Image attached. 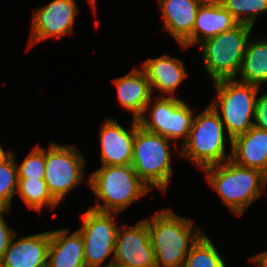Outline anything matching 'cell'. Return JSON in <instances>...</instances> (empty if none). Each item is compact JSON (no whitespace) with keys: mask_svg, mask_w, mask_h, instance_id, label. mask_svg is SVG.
<instances>
[{"mask_svg":"<svg viewBox=\"0 0 267 267\" xmlns=\"http://www.w3.org/2000/svg\"><path fill=\"white\" fill-rule=\"evenodd\" d=\"M152 100L146 105L143 114L137 119L138 124L145 130L164 136L173 141L188 139L193 121L192 109L183 100L173 96L156 98L153 107ZM149 118L145 113L149 111Z\"/></svg>","mask_w":267,"mask_h":267,"instance_id":"9c48e42d","label":"cell"},{"mask_svg":"<svg viewBox=\"0 0 267 267\" xmlns=\"http://www.w3.org/2000/svg\"><path fill=\"white\" fill-rule=\"evenodd\" d=\"M239 24L254 27L259 15L267 12V0H218Z\"/></svg>","mask_w":267,"mask_h":267,"instance_id":"cb8c5ba5","label":"cell"},{"mask_svg":"<svg viewBox=\"0 0 267 267\" xmlns=\"http://www.w3.org/2000/svg\"><path fill=\"white\" fill-rule=\"evenodd\" d=\"M205 0H158L164 29L181 45L193 31L198 8Z\"/></svg>","mask_w":267,"mask_h":267,"instance_id":"ac0fdd59","label":"cell"},{"mask_svg":"<svg viewBox=\"0 0 267 267\" xmlns=\"http://www.w3.org/2000/svg\"><path fill=\"white\" fill-rule=\"evenodd\" d=\"M213 83L217 98L210 105L218 112L228 137L233 140L253 126L260 87L240 82L238 78Z\"/></svg>","mask_w":267,"mask_h":267,"instance_id":"5b68a950","label":"cell"},{"mask_svg":"<svg viewBox=\"0 0 267 267\" xmlns=\"http://www.w3.org/2000/svg\"><path fill=\"white\" fill-rule=\"evenodd\" d=\"M100 130V157L102 166L131 165L135 137V119L126 130L117 120L105 118Z\"/></svg>","mask_w":267,"mask_h":267,"instance_id":"4fadbf2b","label":"cell"},{"mask_svg":"<svg viewBox=\"0 0 267 267\" xmlns=\"http://www.w3.org/2000/svg\"><path fill=\"white\" fill-rule=\"evenodd\" d=\"M78 7L75 0H52L34 12L28 48L51 37L71 34Z\"/></svg>","mask_w":267,"mask_h":267,"instance_id":"7c38bea8","label":"cell"},{"mask_svg":"<svg viewBox=\"0 0 267 267\" xmlns=\"http://www.w3.org/2000/svg\"><path fill=\"white\" fill-rule=\"evenodd\" d=\"M118 213L99 212L89 208L83 214L82 227L78 229L84 243L86 267H106L113 263L118 226L115 223ZM106 265L104 261L111 256Z\"/></svg>","mask_w":267,"mask_h":267,"instance_id":"30bf717a","label":"cell"},{"mask_svg":"<svg viewBox=\"0 0 267 267\" xmlns=\"http://www.w3.org/2000/svg\"><path fill=\"white\" fill-rule=\"evenodd\" d=\"M88 184L102 205L90 207L99 212L121 213L152 191L136 174L132 165L102 166L89 175Z\"/></svg>","mask_w":267,"mask_h":267,"instance_id":"3957f363","label":"cell"},{"mask_svg":"<svg viewBox=\"0 0 267 267\" xmlns=\"http://www.w3.org/2000/svg\"><path fill=\"white\" fill-rule=\"evenodd\" d=\"M14 152L0 164V209H11L14 193L18 189V170Z\"/></svg>","mask_w":267,"mask_h":267,"instance_id":"d4e9b609","label":"cell"},{"mask_svg":"<svg viewBox=\"0 0 267 267\" xmlns=\"http://www.w3.org/2000/svg\"><path fill=\"white\" fill-rule=\"evenodd\" d=\"M171 140L142 128L135 119L132 167L139 178L151 189L166 192L173 169Z\"/></svg>","mask_w":267,"mask_h":267,"instance_id":"8992f818","label":"cell"},{"mask_svg":"<svg viewBox=\"0 0 267 267\" xmlns=\"http://www.w3.org/2000/svg\"><path fill=\"white\" fill-rule=\"evenodd\" d=\"M113 82L117 88L118 101L137 120L153 97L146 73L142 68L135 67L127 75L115 78Z\"/></svg>","mask_w":267,"mask_h":267,"instance_id":"e0dca14e","label":"cell"},{"mask_svg":"<svg viewBox=\"0 0 267 267\" xmlns=\"http://www.w3.org/2000/svg\"><path fill=\"white\" fill-rule=\"evenodd\" d=\"M238 24L218 0H205L198 8L192 34L180 46L187 48L202 43Z\"/></svg>","mask_w":267,"mask_h":267,"instance_id":"9a60e30c","label":"cell"},{"mask_svg":"<svg viewBox=\"0 0 267 267\" xmlns=\"http://www.w3.org/2000/svg\"><path fill=\"white\" fill-rule=\"evenodd\" d=\"M113 263L124 267H157L146 221L118 228Z\"/></svg>","mask_w":267,"mask_h":267,"instance_id":"8fae6325","label":"cell"},{"mask_svg":"<svg viewBox=\"0 0 267 267\" xmlns=\"http://www.w3.org/2000/svg\"><path fill=\"white\" fill-rule=\"evenodd\" d=\"M253 126L267 131V92L257 97Z\"/></svg>","mask_w":267,"mask_h":267,"instance_id":"83f0119b","label":"cell"},{"mask_svg":"<svg viewBox=\"0 0 267 267\" xmlns=\"http://www.w3.org/2000/svg\"><path fill=\"white\" fill-rule=\"evenodd\" d=\"M18 179L17 192L30 210L41 212L46 206L54 210L59 204L49 193L44 179Z\"/></svg>","mask_w":267,"mask_h":267,"instance_id":"7402d4cb","label":"cell"},{"mask_svg":"<svg viewBox=\"0 0 267 267\" xmlns=\"http://www.w3.org/2000/svg\"><path fill=\"white\" fill-rule=\"evenodd\" d=\"M18 178L44 179L45 149L36 146L18 166Z\"/></svg>","mask_w":267,"mask_h":267,"instance_id":"484cf974","label":"cell"},{"mask_svg":"<svg viewBox=\"0 0 267 267\" xmlns=\"http://www.w3.org/2000/svg\"><path fill=\"white\" fill-rule=\"evenodd\" d=\"M88 1L90 3L91 7L93 8V10L96 12V7H97L96 3H97V1L96 0H88Z\"/></svg>","mask_w":267,"mask_h":267,"instance_id":"4dcf8cb0","label":"cell"},{"mask_svg":"<svg viewBox=\"0 0 267 267\" xmlns=\"http://www.w3.org/2000/svg\"><path fill=\"white\" fill-rule=\"evenodd\" d=\"M144 220L149 230L157 267H183L190 248L204 233L197 227L194 230L193 222L189 218L176 215L168 208Z\"/></svg>","mask_w":267,"mask_h":267,"instance_id":"6da1fadb","label":"cell"},{"mask_svg":"<svg viewBox=\"0 0 267 267\" xmlns=\"http://www.w3.org/2000/svg\"><path fill=\"white\" fill-rule=\"evenodd\" d=\"M183 267H226L210 237L203 233L192 245Z\"/></svg>","mask_w":267,"mask_h":267,"instance_id":"603a6c76","label":"cell"},{"mask_svg":"<svg viewBox=\"0 0 267 267\" xmlns=\"http://www.w3.org/2000/svg\"><path fill=\"white\" fill-rule=\"evenodd\" d=\"M231 160L265 174L267 183V131L252 126L245 134L232 140Z\"/></svg>","mask_w":267,"mask_h":267,"instance_id":"2e32d148","label":"cell"},{"mask_svg":"<svg viewBox=\"0 0 267 267\" xmlns=\"http://www.w3.org/2000/svg\"><path fill=\"white\" fill-rule=\"evenodd\" d=\"M106 267H124V266H120V265H117L115 263H111L110 265H107Z\"/></svg>","mask_w":267,"mask_h":267,"instance_id":"1f68e13d","label":"cell"},{"mask_svg":"<svg viewBox=\"0 0 267 267\" xmlns=\"http://www.w3.org/2000/svg\"><path fill=\"white\" fill-rule=\"evenodd\" d=\"M227 138L232 145L218 112L209 105L193 117L188 139L183 142L180 155L202 170L221 164L231 158V154L225 152Z\"/></svg>","mask_w":267,"mask_h":267,"instance_id":"277c9868","label":"cell"},{"mask_svg":"<svg viewBox=\"0 0 267 267\" xmlns=\"http://www.w3.org/2000/svg\"><path fill=\"white\" fill-rule=\"evenodd\" d=\"M12 154L11 151H5L0 143V164L5 161L10 155Z\"/></svg>","mask_w":267,"mask_h":267,"instance_id":"f546056e","label":"cell"},{"mask_svg":"<svg viewBox=\"0 0 267 267\" xmlns=\"http://www.w3.org/2000/svg\"><path fill=\"white\" fill-rule=\"evenodd\" d=\"M208 184L234 215L241 216L266 187L265 174L231 159L204 169Z\"/></svg>","mask_w":267,"mask_h":267,"instance_id":"7a4b0ae2","label":"cell"},{"mask_svg":"<svg viewBox=\"0 0 267 267\" xmlns=\"http://www.w3.org/2000/svg\"><path fill=\"white\" fill-rule=\"evenodd\" d=\"M241 76L238 81L262 87L267 83V38L260 40L249 38L243 56Z\"/></svg>","mask_w":267,"mask_h":267,"instance_id":"44dd1931","label":"cell"},{"mask_svg":"<svg viewBox=\"0 0 267 267\" xmlns=\"http://www.w3.org/2000/svg\"><path fill=\"white\" fill-rule=\"evenodd\" d=\"M257 267H267V251L254 255L250 259Z\"/></svg>","mask_w":267,"mask_h":267,"instance_id":"f1b7e54d","label":"cell"},{"mask_svg":"<svg viewBox=\"0 0 267 267\" xmlns=\"http://www.w3.org/2000/svg\"><path fill=\"white\" fill-rule=\"evenodd\" d=\"M183 64L180 59L165 54L146 60L141 68L146 73L151 91L155 88L163 94H174L187 77Z\"/></svg>","mask_w":267,"mask_h":267,"instance_id":"ffe728a7","label":"cell"},{"mask_svg":"<svg viewBox=\"0 0 267 267\" xmlns=\"http://www.w3.org/2000/svg\"><path fill=\"white\" fill-rule=\"evenodd\" d=\"M7 209H0V262L3 258V255L12 240L13 235L16 233L14 229H10L4 220V213L9 212Z\"/></svg>","mask_w":267,"mask_h":267,"instance_id":"4316f807","label":"cell"},{"mask_svg":"<svg viewBox=\"0 0 267 267\" xmlns=\"http://www.w3.org/2000/svg\"><path fill=\"white\" fill-rule=\"evenodd\" d=\"M15 237L16 233L3 255L0 267L47 266L50 231L22 236L18 240Z\"/></svg>","mask_w":267,"mask_h":267,"instance_id":"5bb4252c","label":"cell"},{"mask_svg":"<svg viewBox=\"0 0 267 267\" xmlns=\"http://www.w3.org/2000/svg\"><path fill=\"white\" fill-rule=\"evenodd\" d=\"M254 27L238 24L228 31L204 40L201 45L205 70L213 82L236 79L247 42Z\"/></svg>","mask_w":267,"mask_h":267,"instance_id":"52a82bcc","label":"cell"},{"mask_svg":"<svg viewBox=\"0 0 267 267\" xmlns=\"http://www.w3.org/2000/svg\"><path fill=\"white\" fill-rule=\"evenodd\" d=\"M68 234V229L50 231L48 267H86L82 235L78 230Z\"/></svg>","mask_w":267,"mask_h":267,"instance_id":"d6986e66","label":"cell"},{"mask_svg":"<svg viewBox=\"0 0 267 267\" xmlns=\"http://www.w3.org/2000/svg\"><path fill=\"white\" fill-rule=\"evenodd\" d=\"M84 155L73 145L50 143L45 150V176L49 193L60 203L85 176Z\"/></svg>","mask_w":267,"mask_h":267,"instance_id":"ba28073f","label":"cell"}]
</instances>
